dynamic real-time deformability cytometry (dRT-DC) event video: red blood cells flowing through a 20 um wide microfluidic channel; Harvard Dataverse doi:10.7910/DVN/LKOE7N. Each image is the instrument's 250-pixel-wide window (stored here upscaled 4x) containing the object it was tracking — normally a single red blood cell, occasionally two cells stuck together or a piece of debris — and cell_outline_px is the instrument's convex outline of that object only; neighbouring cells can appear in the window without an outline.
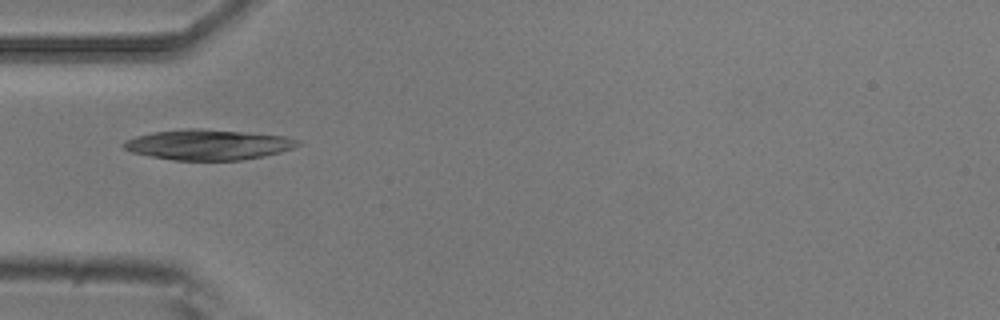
{"species": "common noctule bat (a hibernating species)", "species_latin": "Nyctalus noctula", "temperature_condition": "room temperature", "stored_images_in_passage": 5, "camera_frame_rate_fps": 3000, "um_per_image_px": 0.085, "animal": {"sex": "male", "body_mass_g": 20.5, "forearm_length_mm": 52.5}, "frame": {"image": 1, "passage_image": 5, "time_ms": 1.333, "image_size_px": [1000, 320], "cell_outline_px": [[300, 144], [292, 148], [280, 152], [264, 156], [240, 160], [172, 160], [132, 152], [124, 148], [120, 144], [124, 140], [136, 136], [152, 132], [184, 128], [200, 128], [248, 132], [288, 136], [300, 140]], "centroid_in_image_um": [17.69, 12.28], "position_along_channel_um": 67.3, "area_um2": 31.04}}